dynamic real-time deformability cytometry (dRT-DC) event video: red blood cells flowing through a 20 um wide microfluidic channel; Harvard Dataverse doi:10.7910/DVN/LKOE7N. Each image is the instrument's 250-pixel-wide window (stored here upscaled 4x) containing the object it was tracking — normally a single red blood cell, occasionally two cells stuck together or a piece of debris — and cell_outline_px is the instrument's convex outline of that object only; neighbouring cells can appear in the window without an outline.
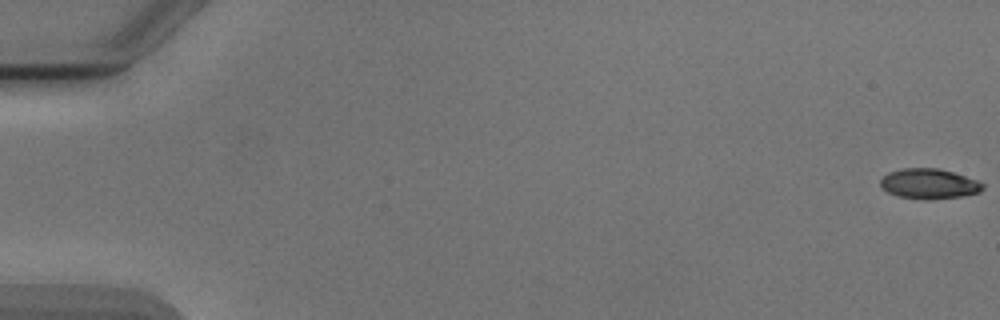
{"species": "Egyptian fruit bat (a non-hibernating species)", "species_latin": "Rousettus aegyptiacus", "temperature_condition": "cold", "stored_images_in_passage": 3, "camera_frame_rate_fps": 3000, "um_per_image_px": 0.085, "animal": {"sex": "male"}, "frame": {"image": 1, "passage_image": 1, "time_ms": 0.0, "image_size_px": [1000, 320], "cell_outline_px": [[984, 188], [980, 192], [964, 196], [928, 200], [896, 196], [888, 192], [880, 184], [880, 180], [888, 172], [900, 168], [936, 168], [952, 172], [976, 180], [984, 184]], "centroid_in_image_um": [78.96, 15.63], "position_along_channel_um": 6.0, "area_um2": 17.98}}